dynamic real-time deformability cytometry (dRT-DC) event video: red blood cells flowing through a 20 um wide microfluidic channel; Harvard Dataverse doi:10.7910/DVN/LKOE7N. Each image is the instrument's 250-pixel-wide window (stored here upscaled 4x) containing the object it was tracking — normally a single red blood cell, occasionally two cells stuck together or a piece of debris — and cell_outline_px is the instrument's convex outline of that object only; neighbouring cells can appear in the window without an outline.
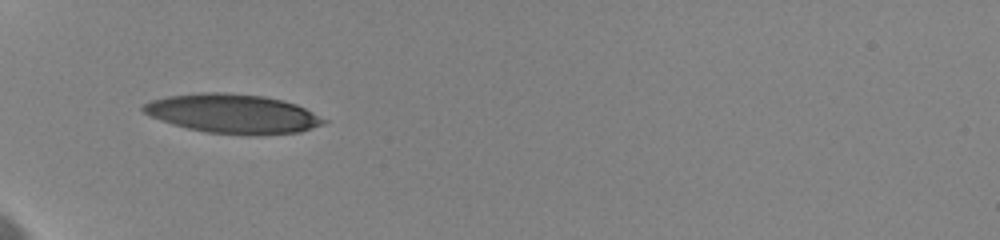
{"species": "human", "species_latin": "Homo sapiens", "temperature_condition": "cold", "stored_images_in_passage": 2, "camera_frame_rate_fps": 3000, "um_per_image_px": 0.085, "donor": {"sex": "female"}, "frame": {"image": 1, "passage_image": 1, "time_ms": 0.0, "image_size_px": [1000, 240], "cell_outline_px": [[328, 120], [324, 124], [300, 132], [256, 136], [248, 136], [208, 132], [188, 128], [172, 124], [148, 116], [140, 108], [144, 104], [152, 100], [168, 96], [200, 92], [224, 92], [264, 96], [296, 104]], "centroid_in_image_um": [19.79, 9.67], "position_along_channel_um": 65.2, "area_um2": 41.38}}